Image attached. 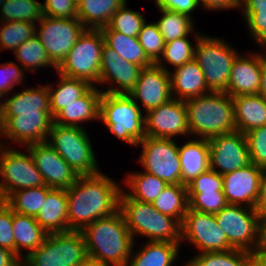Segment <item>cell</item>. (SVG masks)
<instances>
[{
    "label": "cell",
    "mask_w": 266,
    "mask_h": 266,
    "mask_svg": "<svg viewBox=\"0 0 266 266\" xmlns=\"http://www.w3.org/2000/svg\"><path fill=\"white\" fill-rule=\"evenodd\" d=\"M42 4L38 0H6L0 6V21H24L37 24L42 18Z\"/></svg>",
    "instance_id": "40"
},
{
    "label": "cell",
    "mask_w": 266,
    "mask_h": 266,
    "mask_svg": "<svg viewBox=\"0 0 266 266\" xmlns=\"http://www.w3.org/2000/svg\"><path fill=\"white\" fill-rule=\"evenodd\" d=\"M103 44L104 38L100 30L86 29L57 67L56 72L97 86Z\"/></svg>",
    "instance_id": "9"
},
{
    "label": "cell",
    "mask_w": 266,
    "mask_h": 266,
    "mask_svg": "<svg viewBox=\"0 0 266 266\" xmlns=\"http://www.w3.org/2000/svg\"><path fill=\"white\" fill-rule=\"evenodd\" d=\"M13 54L19 65L27 73L28 70L32 74L37 73L38 70L40 71V68H44L45 72L47 68L49 70L51 67L57 70V67L51 62L46 49L36 35L22 43Z\"/></svg>",
    "instance_id": "37"
},
{
    "label": "cell",
    "mask_w": 266,
    "mask_h": 266,
    "mask_svg": "<svg viewBox=\"0 0 266 266\" xmlns=\"http://www.w3.org/2000/svg\"><path fill=\"white\" fill-rule=\"evenodd\" d=\"M67 195L65 189H52L42 204L36 221L49 233L67 232Z\"/></svg>",
    "instance_id": "29"
},
{
    "label": "cell",
    "mask_w": 266,
    "mask_h": 266,
    "mask_svg": "<svg viewBox=\"0 0 266 266\" xmlns=\"http://www.w3.org/2000/svg\"><path fill=\"white\" fill-rule=\"evenodd\" d=\"M42 13L53 18H77V5L73 0H44Z\"/></svg>",
    "instance_id": "49"
},
{
    "label": "cell",
    "mask_w": 266,
    "mask_h": 266,
    "mask_svg": "<svg viewBox=\"0 0 266 266\" xmlns=\"http://www.w3.org/2000/svg\"><path fill=\"white\" fill-rule=\"evenodd\" d=\"M13 236L15 253L23 259L36 250L44 241L47 232L36 221L35 217L13 212ZM23 249L27 252L22 253Z\"/></svg>",
    "instance_id": "30"
},
{
    "label": "cell",
    "mask_w": 266,
    "mask_h": 266,
    "mask_svg": "<svg viewBox=\"0 0 266 266\" xmlns=\"http://www.w3.org/2000/svg\"><path fill=\"white\" fill-rule=\"evenodd\" d=\"M254 209L261 220L266 218V172L260 184L259 196Z\"/></svg>",
    "instance_id": "55"
},
{
    "label": "cell",
    "mask_w": 266,
    "mask_h": 266,
    "mask_svg": "<svg viewBox=\"0 0 266 266\" xmlns=\"http://www.w3.org/2000/svg\"><path fill=\"white\" fill-rule=\"evenodd\" d=\"M217 224L226 234L234 249L253 254L259 253L261 242V219L254 208L227 204L214 214Z\"/></svg>",
    "instance_id": "10"
},
{
    "label": "cell",
    "mask_w": 266,
    "mask_h": 266,
    "mask_svg": "<svg viewBox=\"0 0 266 266\" xmlns=\"http://www.w3.org/2000/svg\"><path fill=\"white\" fill-rule=\"evenodd\" d=\"M189 134L193 138L212 137L236 131L234 104L226 92H210L185 100Z\"/></svg>",
    "instance_id": "3"
},
{
    "label": "cell",
    "mask_w": 266,
    "mask_h": 266,
    "mask_svg": "<svg viewBox=\"0 0 266 266\" xmlns=\"http://www.w3.org/2000/svg\"><path fill=\"white\" fill-rule=\"evenodd\" d=\"M259 253L266 255V218L261 220V242Z\"/></svg>",
    "instance_id": "58"
},
{
    "label": "cell",
    "mask_w": 266,
    "mask_h": 266,
    "mask_svg": "<svg viewBox=\"0 0 266 266\" xmlns=\"http://www.w3.org/2000/svg\"><path fill=\"white\" fill-rule=\"evenodd\" d=\"M189 38V36H186L165 43L163 55L156 64L167 72H170L169 65L167 64H170L174 70L194 59L196 41L198 39L193 38L195 43L192 44Z\"/></svg>",
    "instance_id": "41"
},
{
    "label": "cell",
    "mask_w": 266,
    "mask_h": 266,
    "mask_svg": "<svg viewBox=\"0 0 266 266\" xmlns=\"http://www.w3.org/2000/svg\"><path fill=\"white\" fill-rule=\"evenodd\" d=\"M224 40L203 34L196 41L194 59L212 92H224L227 89L233 61L240 53L233 44Z\"/></svg>",
    "instance_id": "7"
},
{
    "label": "cell",
    "mask_w": 266,
    "mask_h": 266,
    "mask_svg": "<svg viewBox=\"0 0 266 266\" xmlns=\"http://www.w3.org/2000/svg\"><path fill=\"white\" fill-rule=\"evenodd\" d=\"M4 99H5V96L3 94L0 93V111L3 107V103H4ZM2 100V101H1Z\"/></svg>",
    "instance_id": "62"
},
{
    "label": "cell",
    "mask_w": 266,
    "mask_h": 266,
    "mask_svg": "<svg viewBox=\"0 0 266 266\" xmlns=\"http://www.w3.org/2000/svg\"><path fill=\"white\" fill-rule=\"evenodd\" d=\"M145 136L164 139L190 137L185 101L172 98L145 113Z\"/></svg>",
    "instance_id": "18"
},
{
    "label": "cell",
    "mask_w": 266,
    "mask_h": 266,
    "mask_svg": "<svg viewBox=\"0 0 266 266\" xmlns=\"http://www.w3.org/2000/svg\"><path fill=\"white\" fill-rule=\"evenodd\" d=\"M236 131L245 134L266 125V99L260 94L232 97Z\"/></svg>",
    "instance_id": "28"
},
{
    "label": "cell",
    "mask_w": 266,
    "mask_h": 266,
    "mask_svg": "<svg viewBox=\"0 0 266 266\" xmlns=\"http://www.w3.org/2000/svg\"><path fill=\"white\" fill-rule=\"evenodd\" d=\"M189 209L209 214H216L226 205L223 191H203V193H188Z\"/></svg>",
    "instance_id": "45"
},
{
    "label": "cell",
    "mask_w": 266,
    "mask_h": 266,
    "mask_svg": "<svg viewBox=\"0 0 266 266\" xmlns=\"http://www.w3.org/2000/svg\"><path fill=\"white\" fill-rule=\"evenodd\" d=\"M47 143L79 175L100 173L98 160L85 127L62 126L52 123Z\"/></svg>",
    "instance_id": "6"
},
{
    "label": "cell",
    "mask_w": 266,
    "mask_h": 266,
    "mask_svg": "<svg viewBox=\"0 0 266 266\" xmlns=\"http://www.w3.org/2000/svg\"><path fill=\"white\" fill-rule=\"evenodd\" d=\"M13 210L8 206L0 208V247L15 253L13 236Z\"/></svg>",
    "instance_id": "50"
},
{
    "label": "cell",
    "mask_w": 266,
    "mask_h": 266,
    "mask_svg": "<svg viewBox=\"0 0 266 266\" xmlns=\"http://www.w3.org/2000/svg\"><path fill=\"white\" fill-rule=\"evenodd\" d=\"M25 70L14 61L3 62L0 64V93L4 96L11 94L14 87L24 85Z\"/></svg>",
    "instance_id": "47"
},
{
    "label": "cell",
    "mask_w": 266,
    "mask_h": 266,
    "mask_svg": "<svg viewBox=\"0 0 266 266\" xmlns=\"http://www.w3.org/2000/svg\"><path fill=\"white\" fill-rule=\"evenodd\" d=\"M200 6L207 11L239 10L240 0H199Z\"/></svg>",
    "instance_id": "54"
},
{
    "label": "cell",
    "mask_w": 266,
    "mask_h": 266,
    "mask_svg": "<svg viewBox=\"0 0 266 266\" xmlns=\"http://www.w3.org/2000/svg\"><path fill=\"white\" fill-rule=\"evenodd\" d=\"M104 43L120 55L121 58L142 66L149 67L154 63L147 57L137 37L126 36L119 31L110 30L107 26L100 29Z\"/></svg>",
    "instance_id": "33"
},
{
    "label": "cell",
    "mask_w": 266,
    "mask_h": 266,
    "mask_svg": "<svg viewBox=\"0 0 266 266\" xmlns=\"http://www.w3.org/2000/svg\"><path fill=\"white\" fill-rule=\"evenodd\" d=\"M85 30L78 18L43 15L36 24L35 35L46 49L51 62L58 67Z\"/></svg>",
    "instance_id": "14"
},
{
    "label": "cell",
    "mask_w": 266,
    "mask_h": 266,
    "mask_svg": "<svg viewBox=\"0 0 266 266\" xmlns=\"http://www.w3.org/2000/svg\"><path fill=\"white\" fill-rule=\"evenodd\" d=\"M129 95L138 105L141 103L143 113L167 103L173 98L170 73L157 64L143 68Z\"/></svg>",
    "instance_id": "20"
},
{
    "label": "cell",
    "mask_w": 266,
    "mask_h": 266,
    "mask_svg": "<svg viewBox=\"0 0 266 266\" xmlns=\"http://www.w3.org/2000/svg\"><path fill=\"white\" fill-rule=\"evenodd\" d=\"M24 148L30 151L34 164L47 187L67 190L79 177L47 142L30 144Z\"/></svg>",
    "instance_id": "19"
},
{
    "label": "cell",
    "mask_w": 266,
    "mask_h": 266,
    "mask_svg": "<svg viewBox=\"0 0 266 266\" xmlns=\"http://www.w3.org/2000/svg\"><path fill=\"white\" fill-rule=\"evenodd\" d=\"M0 266H22V259L16 253L0 247Z\"/></svg>",
    "instance_id": "56"
},
{
    "label": "cell",
    "mask_w": 266,
    "mask_h": 266,
    "mask_svg": "<svg viewBox=\"0 0 266 266\" xmlns=\"http://www.w3.org/2000/svg\"><path fill=\"white\" fill-rule=\"evenodd\" d=\"M53 123L51 113H19L11 118H0V137L8 146L9 141L15 145H23L22 148L34 144L47 142ZM6 138V139H5Z\"/></svg>",
    "instance_id": "15"
},
{
    "label": "cell",
    "mask_w": 266,
    "mask_h": 266,
    "mask_svg": "<svg viewBox=\"0 0 266 266\" xmlns=\"http://www.w3.org/2000/svg\"><path fill=\"white\" fill-rule=\"evenodd\" d=\"M179 145L181 184L187 185L201 173L210 169L209 143L207 139L187 138Z\"/></svg>",
    "instance_id": "26"
},
{
    "label": "cell",
    "mask_w": 266,
    "mask_h": 266,
    "mask_svg": "<svg viewBox=\"0 0 266 266\" xmlns=\"http://www.w3.org/2000/svg\"><path fill=\"white\" fill-rule=\"evenodd\" d=\"M25 151L0 145V181L7 198L20 189L45 186L30 151Z\"/></svg>",
    "instance_id": "12"
},
{
    "label": "cell",
    "mask_w": 266,
    "mask_h": 266,
    "mask_svg": "<svg viewBox=\"0 0 266 266\" xmlns=\"http://www.w3.org/2000/svg\"><path fill=\"white\" fill-rule=\"evenodd\" d=\"M156 8L186 14L193 19L194 10L200 6L199 0H153Z\"/></svg>",
    "instance_id": "52"
},
{
    "label": "cell",
    "mask_w": 266,
    "mask_h": 266,
    "mask_svg": "<svg viewBox=\"0 0 266 266\" xmlns=\"http://www.w3.org/2000/svg\"><path fill=\"white\" fill-rule=\"evenodd\" d=\"M122 181L129 190H124V187L122 189L130 198L147 203H153L168 185L165 181L145 171H130Z\"/></svg>",
    "instance_id": "34"
},
{
    "label": "cell",
    "mask_w": 266,
    "mask_h": 266,
    "mask_svg": "<svg viewBox=\"0 0 266 266\" xmlns=\"http://www.w3.org/2000/svg\"><path fill=\"white\" fill-rule=\"evenodd\" d=\"M145 22L144 13L130 9L126 2L110 18L107 27L126 36L138 37Z\"/></svg>",
    "instance_id": "43"
},
{
    "label": "cell",
    "mask_w": 266,
    "mask_h": 266,
    "mask_svg": "<svg viewBox=\"0 0 266 266\" xmlns=\"http://www.w3.org/2000/svg\"><path fill=\"white\" fill-rule=\"evenodd\" d=\"M157 9L162 16L154 22L162 34L165 43L177 38L189 36V34L194 39H199L203 35V33L194 29V20L190 16L163 8Z\"/></svg>",
    "instance_id": "35"
},
{
    "label": "cell",
    "mask_w": 266,
    "mask_h": 266,
    "mask_svg": "<svg viewBox=\"0 0 266 266\" xmlns=\"http://www.w3.org/2000/svg\"><path fill=\"white\" fill-rule=\"evenodd\" d=\"M40 85V86H39ZM25 87L20 92L5 96L0 118H11L19 113H51L47 84Z\"/></svg>",
    "instance_id": "23"
},
{
    "label": "cell",
    "mask_w": 266,
    "mask_h": 266,
    "mask_svg": "<svg viewBox=\"0 0 266 266\" xmlns=\"http://www.w3.org/2000/svg\"><path fill=\"white\" fill-rule=\"evenodd\" d=\"M0 52H14L22 43L36 33V24L24 21H0Z\"/></svg>",
    "instance_id": "42"
},
{
    "label": "cell",
    "mask_w": 266,
    "mask_h": 266,
    "mask_svg": "<svg viewBox=\"0 0 266 266\" xmlns=\"http://www.w3.org/2000/svg\"><path fill=\"white\" fill-rule=\"evenodd\" d=\"M132 247L127 266H173L179 257L181 243L145 241L135 249Z\"/></svg>",
    "instance_id": "27"
},
{
    "label": "cell",
    "mask_w": 266,
    "mask_h": 266,
    "mask_svg": "<svg viewBox=\"0 0 266 266\" xmlns=\"http://www.w3.org/2000/svg\"><path fill=\"white\" fill-rule=\"evenodd\" d=\"M250 266H266V255L261 253L254 254L252 256Z\"/></svg>",
    "instance_id": "59"
},
{
    "label": "cell",
    "mask_w": 266,
    "mask_h": 266,
    "mask_svg": "<svg viewBox=\"0 0 266 266\" xmlns=\"http://www.w3.org/2000/svg\"><path fill=\"white\" fill-rule=\"evenodd\" d=\"M251 163L266 172V125L245 133Z\"/></svg>",
    "instance_id": "46"
},
{
    "label": "cell",
    "mask_w": 266,
    "mask_h": 266,
    "mask_svg": "<svg viewBox=\"0 0 266 266\" xmlns=\"http://www.w3.org/2000/svg\"><path fill=\"white\" fill-rule=\"evenodd\" d=\"M137 38L147 57L156 64L163 55L165 46V41L156 23L154 21L148 23L146 20Z\"/></svg>",
    "instance_id": "44"
},
{
    "label": "cell",
    "mask_w": 266,
    "mask_h": 266,
    "mask_svg": "<svg viewBox=\"0 0 266 266\" xmlns=\"http://www.w3.org/2000/svg\"><path fill=\"white\" fill-rule=\"evenodd\" d=\"M251 53V54H250ZM239 53L233 61L228 87L231 97L258 94L261 81L262 51Z\"/></svg>",
    "instance_id": "22"
},
{
    "label": "cell",
    "mask_w": 266,
    "mask_h": 266,
    "mask_svg": "<svg viewBox=\"0 0 266 266\" xmlns=\"http://www.w3.org/2000/svg\"><path fill=\"white\" fill-rule=\"evenodd\" d=\"M52 189L50 187L41 186L28 189H20L13 192L7 198V205L13 212L36 217L42 204L44 203L47 194Z\"/></svg>",
    "instance_id": "38"
},
{
    "label": "cell",
    "mask_w": 266,
    "mask_h": 266,
    "mask_svg": "<svg viewBox=\"0 0 266 266\" xmlns=\"http://www.w3.org/2000/svg\"><path fill=\"white\" fill-rule=\"evenodd\" d=\"M258 94L266 99V57L264 53H262L261 81Z\"/></svg>",
    "instance_id": "57"
},
{
    "label": "cell",
    "mask_w": 266,
    "mask_h": 266,
    "mask_svg": "<svg viewBox=\"0 0 266 266\" xmlns=\"http://www.w3.org/2000/svg\"><path fill=\"white\" fill-rule=\"evenodd\" d=\"M55 73L58 76V81H56L57 84H47L50 94L52 117L66 107L67 104L82 97L92 87V85L85 80L67 77L56 71Z\"/></svg>",
    "instance_id": "32"
},
{
    "label": "cell",
    "mask_w": 266,
    "mask_h": 266,
    "mask_svg": "<svg viewBox=\"0 0 266 266\" xmlns=\"http://www.w3.org/2000/svg\"><path fill=\"white\" fill-rule=\"evenodd\" d=\"M243 21H266V0H240Z\"/></svg>",
    "instance_id": "51"
},
{
    "label": "cell",
    "mask_w": 266,
    "mask_h": 266,
    "mask_svg": "<svg viewBox=\"0 0 266 266\" xmlns=\"http://www.w3.org/2000/svg\"><path fill=\"white\" fill-rule=\"evenodd\" d=\"M249 32V38L266 53V21H244ZM264 48V49H263Z\"/></svg>",
    "instance_id": "53"
},
{
    "label": "cell",
    "mask_w": 266,
    "mask_h": 266,
    "mask_svg": "<svg viewBox=\"0 0 266 266\" xmlns=\"http://www.w3.org/2000/svg\"><path fill=\"white\" fill-rule=\"evenodd\" d=\"M7 205V196L3 190L2 183L0 181V208Z\"/></svg>",
    "instance_id": "61"
},
{
    "label": "cell",
    "mask_w": 266,
    "mask_h": 266,
    "mask_svg": "<svg viewBox=\"0 0 266 266\" xmlns=\"http://www.w3.org/2000/svg\"><path fill=\"white\" fill-rule=\"evenodd\" d=\"M143 67L123 59L114 49L103 44L99 86L101 91L113 94H129L139 80ZM108 87L103 90V85Z\"/></svg>",
    "instance_id": "16"
},
{
    "label": "cell",
    "mask_w": 266,
    "mask_h": 266,
    "mask_svg": "<svg viewBox=\"0 0 266 266\" xmlns=\"http://www.w3.org/2000/svg\"><path fill=\"white\" fill-rule=\"evenodd\" d=\"M223 187L224 184L222 175L212 169H209L187 184V193L223 191Z\"/></svg>",
    "instance_id": "48"
},
{
    "label": "cell",
    "mask_w": 266,
    "mask_h": 266,
    "mask_svg": "<svg viewBox=\"0 0 266 266\" xmlns=\"http://www.w3.org/2000/svg\"><path fill=\"white\" fill-rule=\"evenodd\" d=\"M119 210L134 242L141 236L146 241L181 243V224L156 210L152 203L132 199L122 189Z\"/></svg>",
    "instance_id": "4"
},
{
    "label": "cell",
    "mask_w": 266,
    "mask_h": 266,
    "mask_svg": "<svg viewBox=\"0 0 266 266\" xmlns=\"http://www.w3.org/2000/svg\"><path fill=\"white\" fill-rule=\"evenodd\" d=\"M208 143L210 169L221 175L251 164L247 139L240 131L212 137Z\"/></svg>",
    "instance_id": "17"
},
{
    "label": "cell",
    "mask_w": 266,
    "mask_h": 266,
    "mask_svg": "<svg viewBox=\"0 0 266 266\" xmlns=\"http://www.w3.org/2000/svg\"><path fill=\"white\" fill-rule=\"evenodd\" d=\"M81 231L49 233L43 243L22 259V266H77L88 258Z\"/></svg>",
    "instance_id": "8"
},
{
    "label": "cell",
    "mask_w": 266,
    "mask_h": 266,
    "mask_svg": "<svg viewBox=\"0 0 266 266\" xmlns=\"http://www.w3.org/2000/svg\"><path fill=\"white\" fill-rule=\"evenodd\" d=\"M100 121L122 142L137 146L145 137V113L129 94L102 93Z\"/></svg>",
    "instance_id": "5"
},
{
    "label": "cell",
    "mask_w": 266,
    "mask_h": 266,
    "mask_svg": "<svg viewBox=\"0 0 266 266\" xmlns=\"http://www.w3.org/2000/svg\"><path fill=\"white\" fill-rule=\"evenodd\" d=\"M127 0H81L77 5V18L86 29L100 30Z\"/></svg>",
    "instance_id": "31"
},
{
    "label": "cell",
    "mask_w": 266,
    "mask_h": 266,
    "mask_svg": "<svg viewBox=\"0 0 266 266\" xmlns=\"http://www.w3.org/2000/svg\"><path fill=\"white\" fill-rule=\"evenodd\" d=\"M89 258L106 266H127L134 240L120 210L81 230Z\"/></svg>",
    "instance_id": "2"
},
{
    "label": "cell",
    "mask_w": 266,
    "mask_h": 266,
    "mask_svg": "<svg viewBox=\"0 0 266 266\" xmlns=\"http://www.w3.org/2000/svg\"><path fill=\"white\" fill-rule=\"evenodd\" d=\"M182 242L198 250L196 253L221 252L234 249L219 227L214 214L189 209L181 223Z\"/></svg>",
    "instance_id": "13"
},
{
    "label": "cell",
    "mask_w": 266,
    "mask_h": 266,
    "mask_svg": "<svg viewBox=\"0 0 266 266\" xmlns=\"http://www.w3.org/2000/svg\"><path fill=\"white\" fill-rule=\"evenodd\" d=\"M117 183L102 171L96 175L79 176L66 190L68 231H81L95 220L117 212L123 187Z\"/></svg>",
    "instance_id": "1"
},
{
    "label": "cell",
    "mask_w": 266,
    "mask_h": 266,
    "mask_svg": "<svg viewBox=\"0 0 266 266\" xmlns=\"http://www.w3.org/2000/svg\"><path fill=\"white\" fill-rule=\"evenodd\" d=\"M102 91L97 86H92L82 97L67 104L54 117L53 123L62 126L86 127L88 121L100 122V101Z\"/></svg>",
    "instance_id": "24"
},
{
    "label": "cell",
    "mask_w": 266,
    "mask_h": 266,
    "mask_svg": "<svg viewBox=\"0 0 266 266\" xmlns=\"http://www.w3.org/2000/svg\"><path fill=\"white\" fill-rule=\"evenodd\" d=\"M77 266H106V265L88 257L85 261H82Z\"/></svg>",
    "instance_id": "60"
},
{
    "label": "cell",
    "mask_w": 266,
    "mask_h": 266,
    "mask_svg": "<svg viewBox=\"0 0 266 266\" xmlns=\"http://www.w3.org/2000/svg\"><path fill=\"white\" fill-rule=\"evenodd\" d=\"M171 93L174 99L187 100L212 92L205 82L204 73L195 59L170 71Z\"/></svg>",
    "instance_id": "25"
},
{
    "label": "cell",
    "mask_w": 266,
    "mask_h": 266,
    "mask_svg": "<svg viewBox=\"0 0 266 266\" xmlns=\"http://www.w3.org/2000/svg\"><path fill=\"white\" fill-rule=\"evenodd\" d=\"M74 1V3L76 4V5H78V3L81 1V0H73Z\"/></svg>",
    "instance_id": "64"
},
{
    "label": "cell",
    "mask_w": 266,
    "mask_h": 266,
    "mask_svg": "<svg viewBox=\"0 0 266 266\" xmlns=\"http://www.w3.org/2000/svg\"><path fill=\"white\" fill-rule=\"evenodd\" d=\"M179 144L176 139L152 138L145 136L138 142L141 155L137 161L145 171L167 184H181V163Z\"/></svg>",
    "instance_id": "11"
},
{
    "label": "cell",
    "mask_w": 266,
    "mask_h": 266,
    "mask_svg": "<svg viewBox=\"0 0 266 266\" xmlns=\"http://www.w3.org/2000/svg\"><path fill=\"white\" fill-rule=\"evenodd\" d=\"M152 205L162 214L171 216L181 224L189 208L187 185L168 184Z\"/></svg>",
    "instance_id": "36"
},
{
    "label": "cell",
    "mask_w": 266,
    "mask_h": 266,
    "mask_svg": "<svg viewBox=\"0 0 266 266\" xmlns=\"http://www.w3.org/2000/svg\"><path fill=\"white\" fill-rule=\"evenodd\" d=\"M265 171L255 164L226 173L223 177V192L227 204L254 208Z\"/></svg>",
    "instance_id": "21"
},
{
    "label": "cell",
    "mask_w": 266,
    "mask_h": 266,
    "mask_svg": "<svg viewBox=\"0 0 266 266\" xmlns=\"http://www.w3.org/2000/svg\"><path fill=\"white\" fill-rule=\"evenodd\" d=\"M6 2V0H0V6L3 5Z\"/></svg>",
    "instance_id": "63"
},
{
    "label": "cell",
    "mask_w": 266,
    "mask_h": 266,
    "mask_svg": "<svg viewBox=\"0 0 266 266\" xmlns=\"http://www.w3.org/2000/svg\"><path fill=\"white\" fill-rule=\"evenodd\" d=\"M184 266H250L253 253L230 249L221 252L197 253Z\"/></svg>",
    "instance_id": "39"
}]
</instances>
